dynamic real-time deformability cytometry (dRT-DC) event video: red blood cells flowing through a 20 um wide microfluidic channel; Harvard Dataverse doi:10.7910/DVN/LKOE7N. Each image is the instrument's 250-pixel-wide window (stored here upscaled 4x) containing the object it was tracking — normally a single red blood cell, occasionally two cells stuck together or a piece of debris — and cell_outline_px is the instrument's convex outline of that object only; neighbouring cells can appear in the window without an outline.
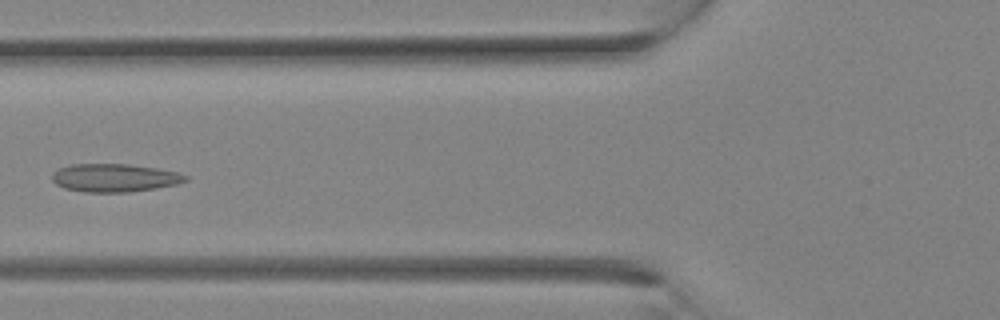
{"species": "Egyptian fruit bat (a non-hibernating species)", "species_latin": "Rousettus aegyptiacus", "temperature_condition": "room temperature", "stored_images_in_passage": 15, "camera_frame_rate_fps": 3000, "um_per_image_px": 0.085, "animal": {"sex": "female"}, "frame": {"image": 1, "passage_image": 8, "time_ms": 2.333, "image_size_px": [1000, 320], "cell_outline_px": [[188, 180], [176, 184], [156, 188], [128, 192], [84, 192], [64, 188], [56, 184], [52, 180], [52, 176], [60, 168], [72, 164], [128, 164], [156, 168], [180, 172], [188, 176]], "centroid_in_image_um": [9.77, 15.11], "position_along_channel_um": 116.0, "area_um2": 21.79}}
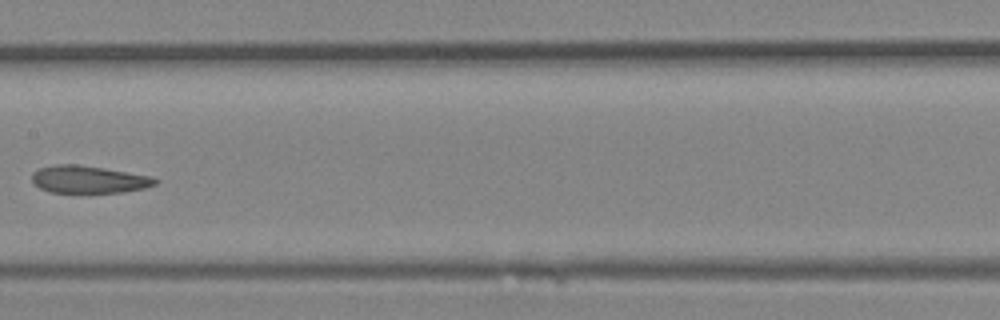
{"frame": {"image": 2, "passage_image": 12, "time_ms": 3.667, "image_size_px": [1000, 320], "cell_outline_px": [[160, 180], [156, 184], [144, 188], [124, 192], [52, 192], [40, 188], [32, 180], [32, 172], [40, 168], [56, 164], [76, 164], [104, 168], [152, 176]], "centroid_in_image_um": [7.57, 15.24], "position_along_channel_um": 199.8, "area_um2": 19.59}}
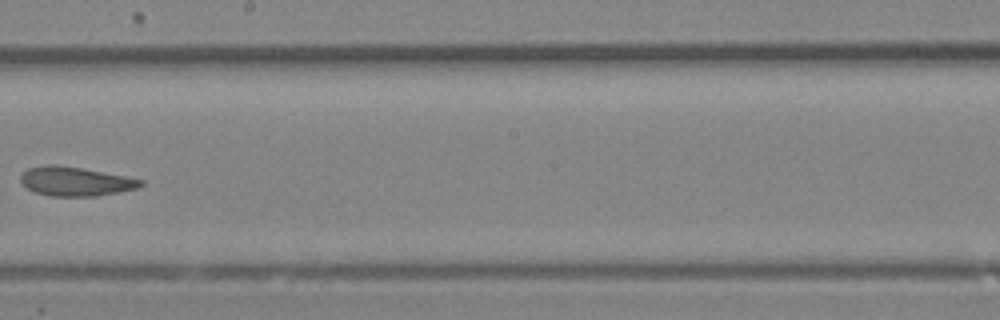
{"frame": {"image": 3, "passage_image": 14, "time_ms": 4.333, "image_size_px": [1000, 320], "cell_outline_px": [[144, 184], [136, 188], [96, 196], [52, 196], [36, 192], [28, 188], [20, 180], [20, 176], [28, 168], [48, 164], [56, 164], [80, 168], [124, 176], [144, 180]], "centroid_in_image_um": [6.39, 15.41], "position_along_channel_um": 241.8, "area_um2": 20.0}}